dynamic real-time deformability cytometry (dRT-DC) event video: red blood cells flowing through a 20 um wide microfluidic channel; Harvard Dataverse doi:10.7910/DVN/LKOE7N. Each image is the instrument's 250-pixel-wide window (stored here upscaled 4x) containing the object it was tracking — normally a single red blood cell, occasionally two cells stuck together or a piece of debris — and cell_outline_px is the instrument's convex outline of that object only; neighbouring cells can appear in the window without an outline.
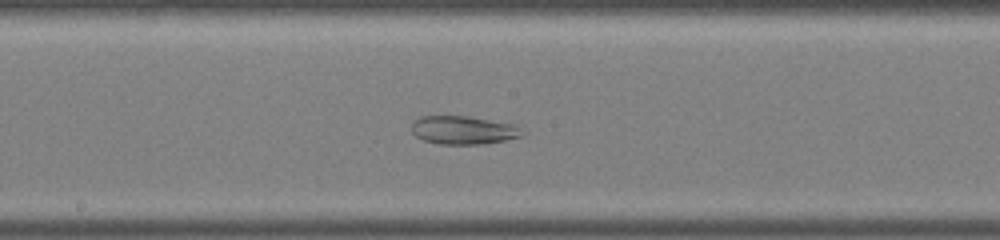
{"species": "common noctule bat (a hibernating species)", "species_latin": "Nyctalus noctula", "temperature_condition": "warm", "stored_images_in_passage": 26, "segment_of_instrument_passage": [2, 2], "camera_frame_rate_fps": 3000, "um_per_image_px": 0.085, "animal": {"sex": "male", "body_mass_g": 19.0, "forearm_length_mm": 50.8}, "frame": {"image": 1, "passage_image": 9, "time_ms": 2.667, "image_size_px": [1000, 240], "cell_outline_px": [[520, 136], [504, 140], [484, 144], [440, 144], [424, 140], [416, 136], [412, 132], [412, 124], [420, 116], [468, 116], [516, 124]], "centroid_in_image_um": [39.33, 11.05], "position_along_channel_um": 208.9, "area_um2": 17.98}}
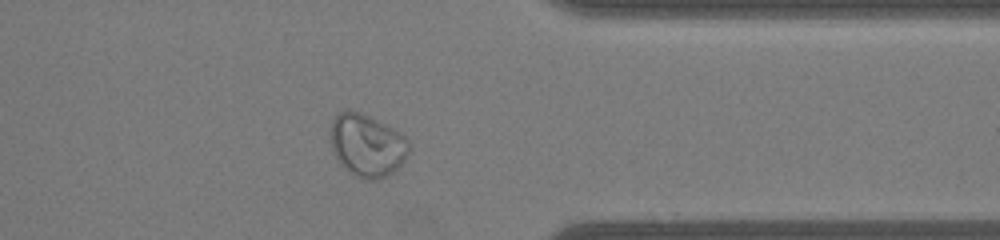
{"frame": {"image": 2, "passage_image": 19, "time_ms": 6.0, "image_size_px": [1000, 240], "cell_outline_px": [[408, 152], [404, 160], [392, 172], [376, 180], [364, 180], [352, 176], [348, 172], [336, 156], [332, 148], [332, 120], [340, 112], [348, 108], [360, 112], [400, 132], [408, 140]], "centroid_in_image_um": [31.19, 12.36], "position_along_channel_um": 380.2, "area_um2": 28.21}}
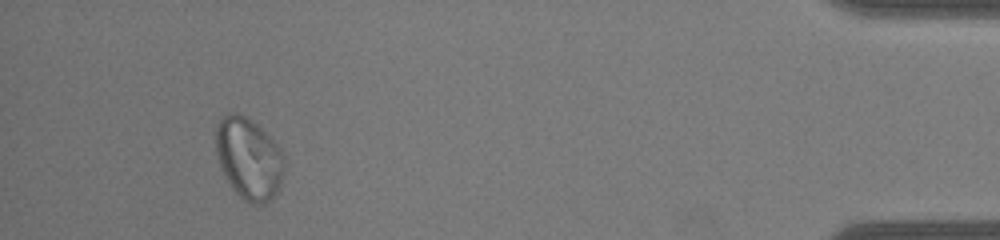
{"frame": {"image": 3, "passage_image": 24, "time_ms": 7.667, "image_size_px": [1000, 240], "cell_outline_px": [[284, 168], [280, 184], [276, 192], [264, 204], [252, 204], [244, 200], [236, 192], [228, 180], [220, 164], [216, 152], [216, 124], [220, 116], [228, 112], [236, 112], [248, 116], [280, 148], [284, 156]], "centroid_in_image_um": [21.13, 13.42], "position_along_channel_um": 414.1, "area_um2": 32.31}}